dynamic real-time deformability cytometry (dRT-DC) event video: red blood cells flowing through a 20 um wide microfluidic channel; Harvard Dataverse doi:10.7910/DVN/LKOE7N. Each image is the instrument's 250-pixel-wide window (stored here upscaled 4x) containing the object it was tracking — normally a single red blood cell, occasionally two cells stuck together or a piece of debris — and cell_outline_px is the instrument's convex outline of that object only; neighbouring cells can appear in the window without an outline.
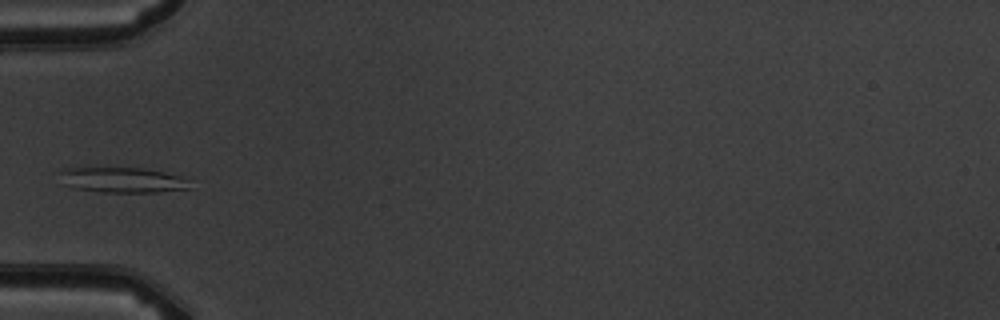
{"species": "common noctule bat (a hibernating species)", "species_latin": "Nyctalus noctula", "temperature_condition": "warm", "stored_images_in_passage": 5, "camera_frame_rate_fps": 3000, "um_per_image_px": 0.085, "animal": {"sex": "male", "body_mass_g": 19.5, "forearm_length_mm": 54.6}, "frame": {"image": 1, "passage_image": 4, "time_ms": 3.667, "image_size_px": [1000, 320], "cell_outline_px": [[192, 188], [156, 192], [104, 192], [72, 188], [60, 184], [56, 172], [60, 168], [140, 168], [164, 172], [180, 176], [188, 180]], "centroid_in_image_um": [10.28, 15.3], "position_along_channel_um": 74.7, "area_um2": 19.54}}
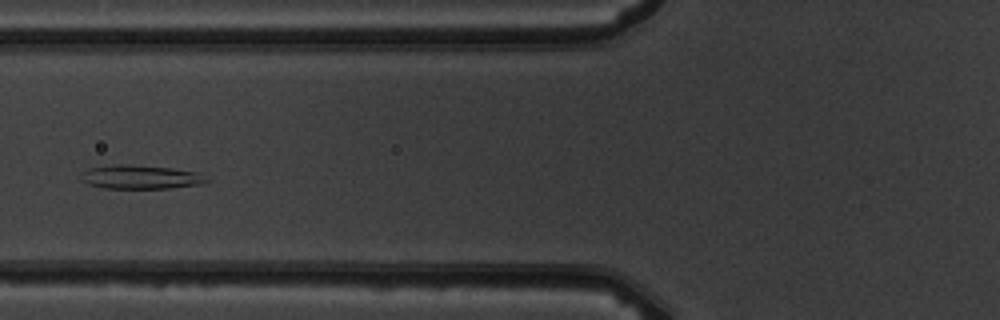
{"frame": {"image": 2, "passage_image": 5, "time_ms": 4.667, "image_size_px": [1000, 320], "cell_outline_px": [[212, 180], [200, 184], [168, 188], [104, 188], [88, 184], [80, 180], [80, 172], [88, 168], [116, 164], [132, 164], [172, 168], [196, 172]], "centroid_in_image_um": [11.9, 15.04], "position_along_channel_um": 113.9, "area_um2": 17.57}}